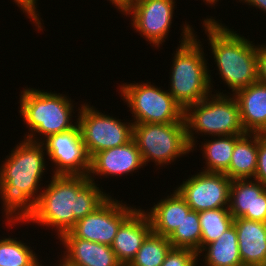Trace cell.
<instances>
[{
    "label": "cell",
    "instance_id": "6da1fadb",
    "mask_svg": "<svg viewBox=\"0 0 266 266\" xmlns=\"http://www.w3.org/2000/svg\"><path fill=\"white\" fill-rule=\"evenodd\" d=\"M18 144L0 166L1 207L9 227L26 224L34 215L35 203L44 187L41 181L48 169L42 142L23 138Z\"/></svg>",
    "mask_w": 266,
    "mask_h": 266
},
{
    "label": "cell",
    "instance_id": "7a4b0ae2",
    "mask_svg": "<svg viewBox=\"0 0 266 266\" xmlns=\"http://www.w3.org/2000/svg\"><path fill=\"white\" fill-rule=\"evenodd\" d=\"M52 175L35 203V213L27 222L52 227L59 238L76 222L94 212L111 195L84 175Z\"/></svg>",
    "mask_w": 266,
    "mask_h": 266
},
{
    "label": "cell",
    "instance_id": "3957f363",
    "mask_svg": "<svg viewBox=\"0 0 266 266\" xmlns=\"http://www.w3.org/2000/svg\"><path fill=\"white\" fill-rule=\"evenodd\" d=\"M214 17L202 22L218 75L234 95L258 81L257 45Z\"/></svg>",
    "mask_w": 266,
    "mask_h": 266
},
{
    "label": "cell",
    "instance_id": "277c9868",
    "mask_svg": "<svg viewBox=\"0 0 266 266\" xmlns=\"http://www.w3.org/2000/svg\"><path fill=\"white\" fill-rule=\"evenodd\" d=\"M183 26L180 44L172 58L168 92L185 109L205 99L214 86L202 42L192 25L185 22Z\"/></svg>",
    "mask_w": 266,
    "mask_h": 266
},
{
    "label": "cell",
    "instance_id": "5b68a950",
    "mask_svg": "<svg viewBox=\"0 0 266 266\" xmlns=\"http://www.w3.org/2000/svg\"><path fill=\"white\" fill-rule=\"evenodd\" d=\"M20 118L29 128L24 138L42 142L49 135L61 133L74 128L78 122L73 121V100L66 94L24 87L20 92ZM73 113V114H72ZM38 133V135H37ZM38 136V137H37ZM41 136V137H40Z\"/></svg>",
    "mask_w": 266,
    "mask_h": 266
},
{
    "label": "cell",
    "instance_id": "8992f818",
    "mask_svg": "<svg viewBox=\"0 0 266 266\" xmlns=\"http://www.w3.org/2000/svg\"><path fill=\"white\" fill-rule=\"evenodd\" d=\"M215 92L184 109L187 140L191 152L196 150V142L200 134L204 137L205 135L215 137L245 134L240 122L239 104L235 96L230 92L227 94L223 91L215 90Z\"/></svg>",
    "mask_w": 266,
    "mask_h": 266
},
{
    "label": "cell",
    "instance_id": "52a82bcc",
    "mask_svg": "<svg viewBox=\"0 0 266 266\" xmlns=\"http://www.w3.org/2000/svg\"><path fill=\"white\" fill-rule=\"evenodd\" d=\"M132 139L141 153L145 166L149 162H154L160 169L191 152L185 120L168 124H133Z\"/></svg>",
    "mask_w": 266,
    "mask_h": 266
},
{
    "label": "cell",
    "instance_id": "ba28073f",
    "mask_svg": "<svg viewBox=\"0 0 266 266\" xmlns=\"http://www.w3.org/2000/svg\"><path fill=\"white\" fill-rule=\"evenodd\" d=\"M147 82L122 83L119 94L131 111L133 124L175 123L184 121V108L168 90Z\"/></svg>",
    "mask_w": 266,
    "mask_h": 266
},
{
    "label": "cell",
    "instance_id": "9c48e42d",
    "mask_svg": "<svg viewBox=\"0 0 266 266\" xmlns=\"http://www.w3.org/2000/svg\"><path fill=\"white\" fill-rule=\"evenodd\" d=\"M77 122L88 156L102 150L127 144L133 138V122L99 112L84 103L77 108ZM123 121V122H122Z\"/></svg>",
    "mask_w": 266,
    "mask_h": 266
},
{
    "label": "cell",
    "instance_id": "30bf717a",
    "mask_svg": "<svg viewBox=\"0 0 266 266\" xmlns=\"http://www.w3.org/2000/svg\"><path fill=\"white\" fill-rule=\"evenodd\" d=\"M136 209L110 196L94 212L78 220L70 232L76 238L111 246L121 224Z\"/></svg>",
    "mask_w": 266,
    "mask_h": 266
},
{
    "label": "cell",
    "instance_id": "8fae6325",
    "mask_svg": "<svg viewBox=\"0 0 266 266\" xmlns=\"http://www.w3.org/2000/svg\"><path fill=\"white\" fill-rule=\"evenodd\" d=\"M177 0H141L129 6L123 13L130 16L131 26L148 41L150 46L159 49L170 33Z\"/></svg>",
    "mask_w": 266,
    "mask_h": 266
},
{
    "label": "cell",
    "instance_id": "7c38bea8",
    "mask_svg": "<svg viewBox=\"0 0 266 266\" xmlns=\"http://www.w3.org/2000/svg\"><path fill=\"white\" fill-rule=\"evenodd\" d=\"M42 144L48 161L55 165L53 175H88L90 157L78 124L68 131L49 135Z\"/></svg>",
    "mask_w": 266,
    "mask_h": 266
},
{
    "label": "cell",
    "instance_id": "4fadbf2b",
    "mask_svg": "<svg viewBox=\"0 0 266 266\" xmlns=\"http://www.w3.org/2000/svg\"><path fill=\"white\" fill-rule=\"evenodd\" d=\"M176 186L193 211L229 207L232 180L225 173L200 171Z\"/></svg>",
    "mask_w": 266,
    "mask_h": 266
},
{
    "label": "cell",
    "instance_id": "5bb4252c",
    "mask_svg": "<svg viewBox=\"0 0 266 266\" xmlns=\"http://www.w3.org/2000/svg\"><path fill=\"white\" fill-rule=\"evenodd\" d=\"M145 167L141 153L137 148L135 141L132 139L127 144L108 148L95 153L90 158V169L88 173L89 180L95 181L97 175L103 177H121L140 168ZM137 170V171H136Z\"/></svg>",
    "mask_w": 266,
    "mask_h": 266
},
{
    "label": "cell",
    "instance_id": "9a60e30c",
    "mask_svg": "<svg viewBox=\"0 0 266 266\" xmlns=\"http://www.w3.org/2000/svg\"><path fill=\"white\" fill-rule=\"evenodd\" d=\"M228 209L234 219L266 223V186L255 179L232 180Z\"/></svg>",
    "mask_w": 266,
    "mask_h": 266
},
{
    "label": "cell",
    "instance_id": "2e32d148",
    "mask_svg": "<svg viewBox=\"0 0 266 266\" xmlns=\"http://www.w3.org/2000/svg\"><path fill=\"white\" fill-rule=\"evenodd\" d=\"M63 258L70 266H122L111 246L76 238L70 231L60 238Z\"/></svg>",
    "mask_w": 266,
    "mask_h": 266
},
{
    "label": "cell",
    "instance_id": "e0dca14e",
    "mask_svg": "<svg viewBox=\"0 0 266 266\" xmlns=\"http://www.w3.org/2000/svg\"><path fill=\"white\" fill-rule=\"evenodd\" d=\"M137 209L121 224L111 245L122 266H128L152 232L150 220L142 208Z\"/></svg>",
    "mask_w": 266,
    "mask_h": 266
},
{
    "label": "cell",
    "instance_id": "ac0fdd59",
    "mask_svg": "<svg viewBox=\"0 0 266 266\" xmlns=\"http://www.w3.org/2000/svg\"><path fill=\"white\" fill-rule=\"evenodd\" d=\"M245 133H266V84L259 81L234 94Z\"/></svg>",
    "mask_w": 266,
    "mask_h": 266
},
{
    "label": "cell",
    "instance_id": "d6986e66",
    "mask_svg": "<svg viewBox=\"0 0 266 266\" xmlns=\"http://www.w3.org/2000/svg\"><path fill=\"white\" fill-rule=\"evenodd\" d=\"M243 266H264L266 263V223L246 218L234 219Z\"/></svg>",
    "mask_w": 266,
    "mask_h": 266
},
{
    "label": "cell",
    "instance_id": "ffe728a7",
    "mask_svg": "<svg viewBox=\"0 0 266 266\" xmlns=\"http://www.w3.org/2000/svg\"><path fill=\"white\" fill-rule=\"evenodd\" d=\"M154 204L151 209L145 211L150 220L152 232L167 238L192 210L175 188L170 195L163 199L161 197L157 204L155 202Z\"/></svg>",
    "mask_w": 266,
    "mask_h": 266
},
{
    "label": "cell",
    "instance_id": "44dd1931",
    "mask_svg": "<svg viewBox=\"0 0 266 266\" xmlns=\"http://www.w3.org/2000/svg\"><path fill=\"white\" fill-rule=\"evenodd\" d=\"M198 260L204 261V265L200 263L202 266H243L235 225L229 227L217 240L204 246L198 252Z\"/></svg>",
    "mask_w": 266,
    "mask_h": 266
},
{
    "label": "cell",
    "instance_id": "7402d4cb",
    "mask_svg": "<svg viewBox=\"0 0 266 266\" xmlns=\"http://www.w3.org/2000/svg\"><path fill=\"white\" fill-rule=\"evenodd\" d=\"M258 157V133H245L236 142L229 168L224 172L231 180L254 179Z\"/></svg>",
    "mask_w": 266,
    "mask_h": 266
},
{
    "label": "cell",
    "instance_id": "603a6c76",
    "mask_svg": "<svg viewBox=\"0 0 266 266\" xmlns=\"http://www.w3.org/2000/svg\"><path fill=\"white\" fill-rule=\"evenodd\" d=\"M242 135L216 136L201 142L203 159L206 167L204 172L224 173L230 165L235 142ZM213 139V140H212Z\"/></svg>",
    "mask_w": 266,
    "mask_h": 266
},
{
    "label": "cell",
    "instance_id": "cb8c5ba5",
    "mask_svg": "<svg viewBox=\"0 0 266 266\" xmlns=\"http://www.w3.org/2000/svg\"><path fill=\"white\" fill-rule=\"evenodd\" d=\"M228 207L210 209L199 212L201 226V249L207 244L217 240L229 227L233 225Z\"/></svg>",
    "mask_w": 266,
    "mask_h": 266
},
{
    "label": "cell",
    "instance_id": "d4e9b609",
    "mask_svg": "<svg viewBox=\"0 0 266 266\" xmlns=\"http://www.w3.org/2000/svg\"><path fill=\"white\" fill-rule=\"evenodd\" d=\"M38 256L31 246L18 238L0 239V266H36Z\"/></svg>",
    "mask_w": 266,
    "mask_h": 266
},
{
    "label": "cell",
    "instance_id": "484cf974",
    "mask_svg": "<svg viewBox=\"0 0 266 266\" xmlns=\"http://www.w3.org/2000/svg\"><path fill=\"white\" fill-rule=\"evenodd\" d=\"M171 247L167 237L151 232L128 266H161Z\"/></svg>",
    "mask_w": 266,
    "mask_h": 266
},
{
    "label": "cell",
    "instance_id": "4316f807",
    "mask_svg": "<svg viewBox=\"0 0 266 266\" xmlns=\"http://www.w3.org/2000/svg\"><path fill=\"white\" fill-rule=\"evenodd\" d=\"M201 234L199 212L191 210L168 239L172 247L189 248L198 253L201 250Z\"/></svg>",
    "mask_w": 266,
    "mask_h": 266
},
{
    "label": "cell",
    "instance_id": "83f0119b",
    "mask_svg": "<svg viewBox=\"0 0 266 266\" xmlns=\"http://www.w3.org/2000/svg\"><path fill=\"white\" fill-rule=\"evenodd\" d=\"M198 253L193 249L171 247L161 266H197Z\"/></svg>",
    "mask_w": 266,
    "mask_h": 266
},
{
    "label": "cell",
    "instance_id": "f1b7e54d",
    "mask_svg": "<svg viewBox=\"0 0 266 266\" xmlns=\"http://www.w3.org/2000/svg\"><path fill=\"white\" fill-rule=\"evenodd\" d=\"M254 179L266 186V133H258V157Z\"/></svg>",
    "mask_w": 266,
    "mask_h": 266
},
{
    "label": "cell",
    "instance_id": "f546056e",
    "mask_svg": "<svg viewBox=\"0 0 266 266\" xmlns=\"http://www.w3.org/2000/svg\"><path fill=\"white\" fill-rule=\"evenodd\" d=\"M38 0H13L15 5H17L21 12L27 16V18L30 19V21L37 27V30H43V26L41 23L42 18L40 17L41 13L37 11V2Z\"/></svg>",
    "mask_w": 266,
    "mask_h": 266
},
{
    "label": "cell",
    "instance_id": "4dcf8cb0",
    "mask_svg": "<svg viewBox=\"0 0 266 266\" xmlns=\"http://www.w3.org/2000/svg\"><path fill=\"white\" fill-rule=\"evenodd\" d=\"M257 72L258 81L266 84V42L257 44Z\"/></svg>",
    "mask_w": 266,
    "mask_h": 266
},
{
    "label": "cell",
    "instance_id": "1f68e13d",
    "mask_svg": "<svg viewBox=\"0 0 266 266\" xmlns=\"http://www.w3.org/2000/svg\"><path fill=\"white\" fill-rule=\"evenodd\" d=\"M240 3L243 2L249 6H253L256 9L263 11L266 14V0H238Z\"/></svg>",
    "mask_w": 266,
    "mask_h": 266
},
{
    "label": "cell",
    "instance_id": "d6a6232c",
    "mask_svg": "<svg viewBox=\"0 0 266 266\" xmlns=\"http://www.w3.org/2000/svg\"><path fill=\"white\" fill-rule=\"evenodd\" d=\"M141 0H121L116 6L115 8L117 10H119V12L123 13L129 6L139 2Z\"/></svg>",
    "mask_w": 266,
    "mask_h": 266
},
{
    "label": "cell",
    "instance_id": "836d02e7",
    "mask_svg": "<svg viewBox=\"0 0 266 266\" xmlns=\"http://www.w3.org/2000/svg\"><path fill=\"white\" fill-rule=\"evenodd\" d=\"M59 259L57 260V262H59V264L58 263L57 264L54 263L53 265H55V266H69V263L63 257L59 258ZM36 266H44L42 264V261L39 260V258H38V260L36 262Z\"/></svg>",
    "mask_w": 266,
    "mask_h": 266
},
{
    "label": "cell",
    "instance_id": "e575fe53",
    "mask_svg": "<svg viewBox=\"0 0 266 266\" xmlns=\"http://www.w3.org/2000/svg\"><path fill=\"white\" fill-rule=\"evenodd\" d=\"M110 1V3L114 6H116L121 0H107Z\"/></svg>",
    "mask_w": 266,
    "mask_h": 266
},
{
    "label": "cell",
    "instance_id": "d590c367",
    "mask_svg": "<svg viewBox=\"0 0 266 266\" xmlns=\"http://www.w3.org/2000/svg\"><path fill=\"white\" fill-rule=\"evenodd\" d=\"M211 6H215V4H217V2H219V0H207Z\"/></svg>",
    "mask_w": 266,
    "mask_h": 266
},
{
    "label": "cell",
    "instance_id": "8d00e7d4",
    "mask_svg": "<svg viewBox=\"0 0 266 266\" xmlns=\"http://www.w3.org/2000/svg\"><path fill=\"white\" fill-rule=\"evenodd\" d=\"M203 2L207 5H211L207 0H203Z\"/></svg>",
    "mask_w": 266,
    "mask_h": 266
}]
</instances>
